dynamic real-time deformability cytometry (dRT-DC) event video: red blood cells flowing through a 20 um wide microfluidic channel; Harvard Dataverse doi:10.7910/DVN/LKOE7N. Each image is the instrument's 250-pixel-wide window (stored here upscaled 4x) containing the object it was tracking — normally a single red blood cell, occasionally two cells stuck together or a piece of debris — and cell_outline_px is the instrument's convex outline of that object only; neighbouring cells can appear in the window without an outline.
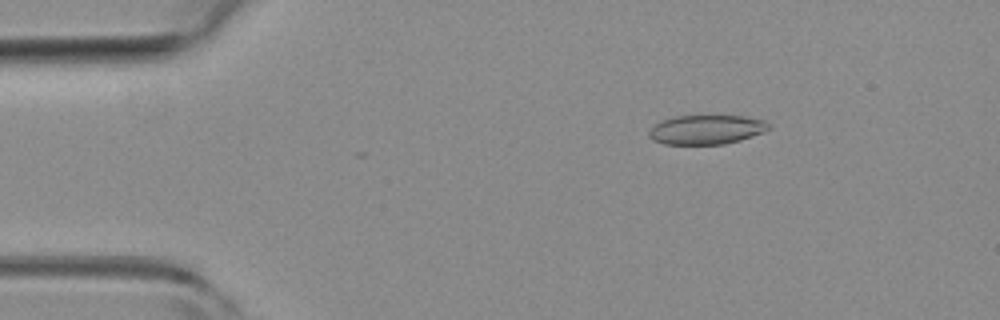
{"species": "common noctule bat (a hibernating species)", "species_latin": "Nyctalus noctula", "temperature_condition": "room temperature", "stored_images_in_passage": 5, "camera_frame_rate_fps": 3000, "um_per_image_px": 0.085, "animal": {"sex": "female", "body_mass_g": 19.3, "forearm_length_mm": 54.1}, "frame": {"image": 1, "passage_image": 3, "time_ms": 0.667, "image_size_px": [1000, 320], "cell_outline_px": [[768, 128], [764, 132], [740, 140], [724, 144], [664, 144], [652, 140], [648, 136], [648, 132], [656, 124], [664, 120], [676, 116], [744, 116], [764, 120], [768, 124]], "centroid_in_image_um": [60.03, 11.02], "position_along_channel_um": 25.0, "area_um2": 20.23}}
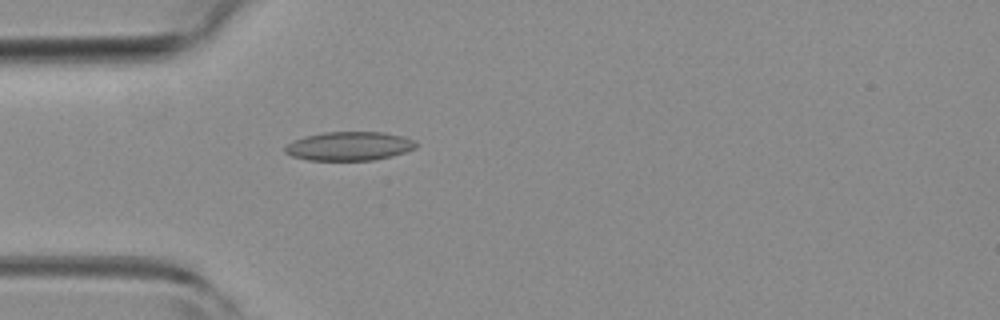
{"frame": {"image": 2, "passage_image": 5, "time_ms": 1.333, "image_size_px": [1000, 320], "cell_outline_px": [[420, 144], [416, 148], [392, 156], [372, 160], [308, 160], [292, 156], [284, 152], [284, 148], [288, 144], [304, 136], [324, 132], [384, 132], [404, 136], [416, 140]], "centroid_in_image_um": [29.74, 12.41], "position_along_channel_um": 55.3, "area_um2": 22.14}}